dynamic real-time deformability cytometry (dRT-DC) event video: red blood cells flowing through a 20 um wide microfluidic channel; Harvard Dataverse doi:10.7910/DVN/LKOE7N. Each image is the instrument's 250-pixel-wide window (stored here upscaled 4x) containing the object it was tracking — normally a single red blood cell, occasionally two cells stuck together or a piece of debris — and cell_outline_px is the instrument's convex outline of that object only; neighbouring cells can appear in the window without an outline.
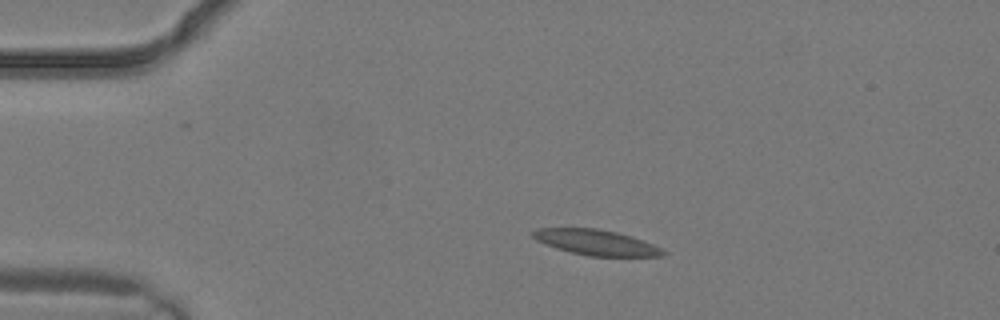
{"species": "common noctule bat (a hibernating species)", "species_latin": "Nyctalus noctula", "temperature_condition": "warm", "stored_images_in_passage": 1, "camera_frame_rate_fps": 3000, "um_per_image_px": 0.085, "animal": {"sex": "male", "body_mass_g": 19.2, "forearm_length_mm": 51.8}, "frame": {"image": 1, "passage_image": 1, "time_ms": 0.0, "image_size_px": [1000, 320], "cell_outline_px": [[668, 252], [664, 256], [588, 256], [556, 248], [536, 240], [532, 236], [532, 232], [536, 228], [596, 228], [616, 232], [632, 236], [644, 240]], "centroid_in_image_um": [50.68, 20.6], "position_along_channel_um": 34.3, "area_um2": 19.25}}